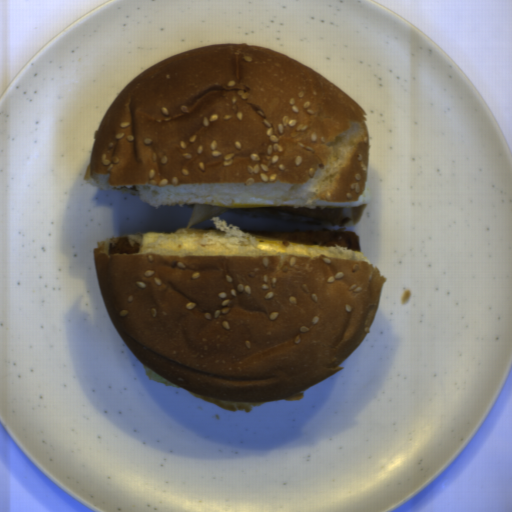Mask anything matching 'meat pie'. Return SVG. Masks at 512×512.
<instances>
[{
  "instance_id": "2",
  "label": "meat pie",
  "mask_w": 512,
  "mask_h": 512,
  "mask_svg": "<svg viewBox=\"0 0 512 512\" xmlns=\"http://www.w3.org/2000/svg\"><path fill=\"white\" fill-rule=\"evenodd\" d=\"M279 242H296L325 248H346L361 252L359 235L348 229H313L306 231L250 230Z\"/></svg>"
},
{
  "instance_id": "3",
  "label": "meat pie",
  "mask_w": 512,
  "mask_h": 512,
  "mask_svg": "<svg viewBox=\"0 0 512 512\" xmlns=\"http://www.w3.org/2000/svg\"><path fill=\"white\" fill-rule=\"evenodd\" d=\"M141 243H135L130 245V240L128 237L121 236L116 240L110 241L108 245L110 255L113 254H127L134 255L140 253Z\"/></svg>"
},
{
  "instance_id": "1",
  "label": "meat pie",
  "mask_w": 512,
  "mask_h": 512,
  "mask_svg": "<svg viewBox=\"0 0 512 512\" xmlns=\"http://www.w3.org/2000/svg\"><path fill=\"white\" fill-rule=\"evenodd\" d=\"M366 205L359 207L323 206H254L227 208V213L256 218H269L300 227H346L356 224Z\"/></svg>"
}]
</instances>
